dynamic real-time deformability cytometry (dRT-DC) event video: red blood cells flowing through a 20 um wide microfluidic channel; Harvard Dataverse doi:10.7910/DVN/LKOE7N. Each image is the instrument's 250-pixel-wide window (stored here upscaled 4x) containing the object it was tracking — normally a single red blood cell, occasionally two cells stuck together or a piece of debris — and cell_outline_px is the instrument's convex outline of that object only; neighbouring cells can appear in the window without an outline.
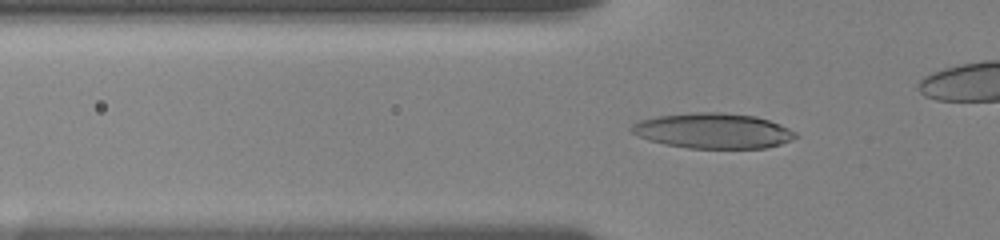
{"species": "human", "species_latin": "Homo sapiens", "temperature_condition": "room temperature", "stored_images_in_passage": 47, "camera_frame_rate_fps": 3000, "um_per_image_px": 0.085, "donor": {"sex": "female"}, "frame": {"image": 1, "passage_image": 19, "time_ms": 6.0, "image_size_px": [1000, 240], "cell_outline_px": [[800, 136], [792, 140], [780, 144], [764, 148], [688, 148], [664, 144], [648, 140], [636, 136], [628, 128], [632, 124], [640, 120], [656, 116], [692, 112], [724, 112], [756, 116], [780, 124], [796, 132]], "centroid_in_image_um": [60.59, 11.11], "position_along_channel_um": 65.2, "area_um2": 34.04}}
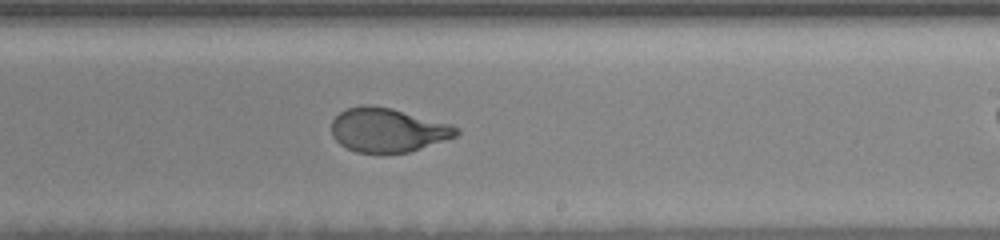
{"frame": {"image": 2, "passage_image": 35, "time_ms": 11.333, "image_size_px": [1000, 240], "cell_outline_px": [[460, 132], [456, 136], [408, 152], [356, 152], [340, 144], [332, 136], [332, 120], [340, 112], [348, 108], [360, 104], [372, 104], [392, 108], [452, 124], [460, 128]], "centroid_in_image_um": [32.96, 11.02], "position_along_channel_um": 256.0, "area_um2": 31.96}}
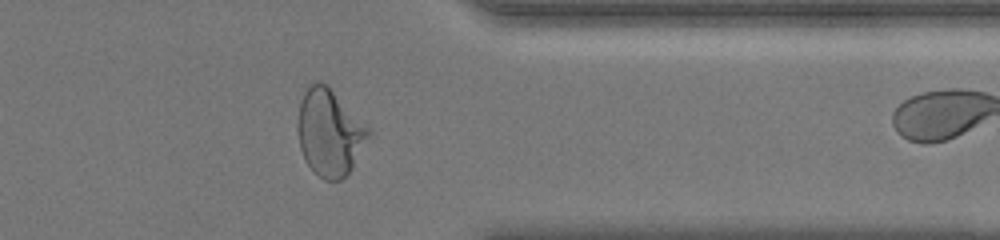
{"frame": {"image": 3, "passage_image": 46, "time_ms": 15.0, "image_size_px": [1000, 240], "cell_outline_px": [[372, 136], [352, 168], [340, 180], [324, 180], [312, 172], [304, 160], [300, 148], [296, 128], [296, 124], [300, 100], [308, 84], [316, 80], [320, 80], [328, 84], [372, 132]], "centroid_in_image_um": [27.99, 11.25], "position_along_channel_um": 383.4, "area_um2": 36.47}}